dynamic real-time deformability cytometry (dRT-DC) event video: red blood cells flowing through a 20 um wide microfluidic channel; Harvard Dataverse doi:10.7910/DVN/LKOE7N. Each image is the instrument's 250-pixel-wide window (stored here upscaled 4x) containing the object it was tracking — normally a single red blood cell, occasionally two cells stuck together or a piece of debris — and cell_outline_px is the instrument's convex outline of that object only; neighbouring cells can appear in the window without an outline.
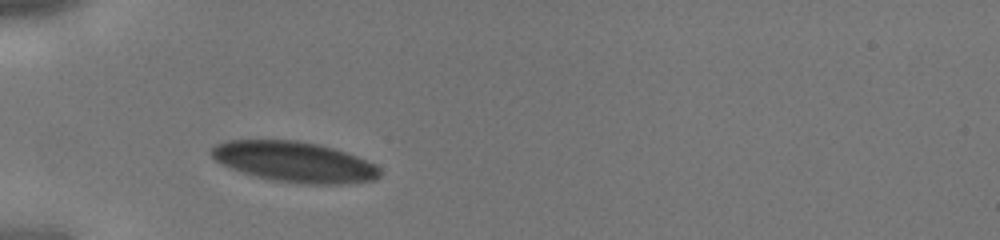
{"species": "human", "species_latin": "Homo sapiens", "temperature_condition": "cold", "stored_images_in_passage": 25, "camera_frame_rate_fps": 3000, "um_per_image_px": 0.085, "donor": {"sex": "male"}, "frame": {"image": 1, "passage_image": 1, "time_ms": 0.0, "image_size_px": [1000, 240], "cell_outline_px": [[380, 176], [376, 180], [340, 184], [300, 184], [276, 180], [256, 176], [232, 168], [216, 160], [208, 152], [216, 144], [228, 140], [296, 140], [320, 144], [356, 156], [376, 164], [380, 168]], "centroid_in_image_um": [25.05, 13.75], "position_along_channel_um": 59.9, "area_um2": 39.54}}
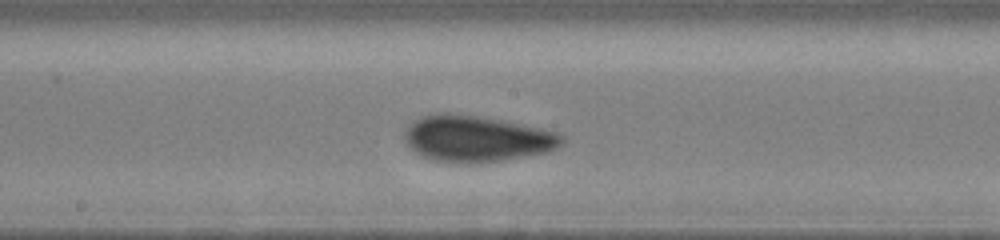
{"frame": {"image": 2, "passage_image": 11, "time_ms": 3.333, "image_size_px": [1000, 240], "cell_outline_px": [[564, 144], [548, 152], [504, 160], [472, 164], [464, 164], [436, 160], [424, 156], [416, 152], [404, 140], [404, 136], [408, 128], [420, 116], [436, 112], [448, 112], [484, 116], [540, 128], [556, 132], [564, 136]], "centroid_in_image_um": [40.55, 11.78], "position_along_channel_um": 207.7, "area_um2": 42.6}}
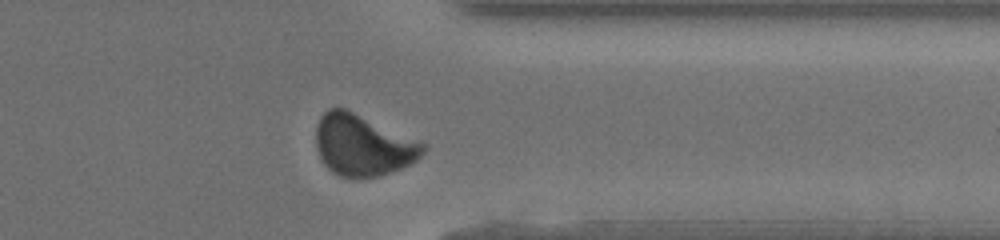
{"frame": {"image": 3, "passage_image": 22, "time_ms": 7.0, "image_size_px": [1000, 240], "cell_outline_px": [[428, 144], [424, 152], [412, 164], [380, 176], [340, 176], [332, 172], [324, 164], [320, 156], [316, 144], [316, 124], [320, 116], [328, 108], [344, 108]], "centroid_in_image_um": [30.85, 12.33], "position_along_channel_um": 380.6, "area_um2": 37.97}}